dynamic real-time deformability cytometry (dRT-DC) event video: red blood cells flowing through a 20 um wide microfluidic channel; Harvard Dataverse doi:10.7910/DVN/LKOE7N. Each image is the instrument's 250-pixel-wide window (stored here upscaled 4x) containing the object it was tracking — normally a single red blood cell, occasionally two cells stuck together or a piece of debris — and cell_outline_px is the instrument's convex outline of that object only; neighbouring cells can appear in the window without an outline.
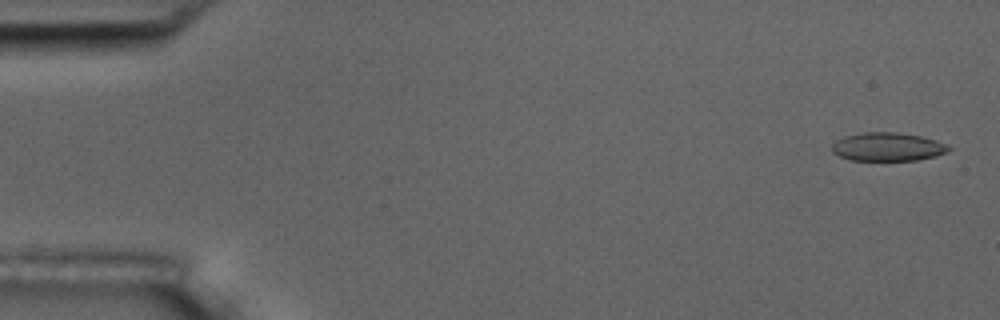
{"species": "common noctule bat (a hibernating species)", "species_latin": "Nyctalus noctula", "temperature_condition": "room temperature", "stored_images_in_passage": 5, "camera_frame_rate_fps": 3000, "um_per_image_px": 0.085, "animal": {"sex": "male", "body_mass_g": 17.5, "forearm_length_mm": 52.3}, "frame": {"image": 1, "passage_image": 1, "time_ms": 0.0, "image_size_px": [1000, 320], "cell_outline_px": [[952, 148], [948, 152], [936, 156], [916, 160], [852, 160], [840, 156], [832, 152], [832, 144], [836, 140], [844, 136], [864, 132], [896, 132], [920, 136], [936, 140], [948, 144]], "centroid_in_image_um": [75.47, 12.47], "position_along_channel_um": 9.5, "area_um2": 19.42}}
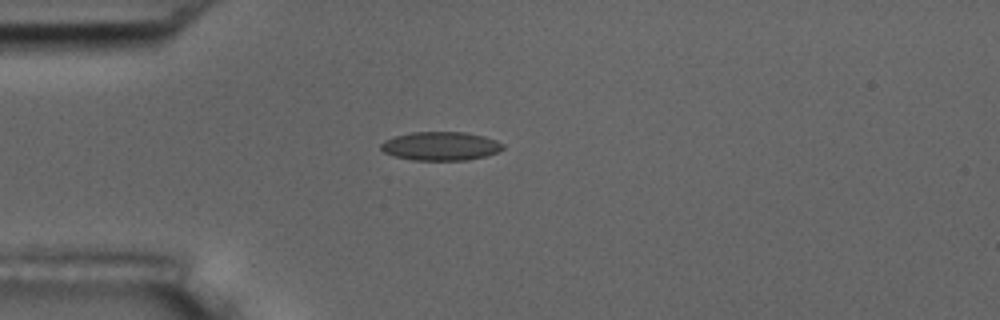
{"frame": {"image": 2, "passage_image": 5, "time_ms": 1.333, "image_size_px": [1000, 320], "cell_outline_px": [[504, 148], [496, 152], [484, 156], [468, 160], [412, 160], [396, 156], [384, 152], [380, 148], [380, 144], [384, 140], [392, 136], [412, 132], [464, 132], [484, 136], [496, 140], [504, 144]], "centroid_in_image_um": [37.43, 12.41], "position_along_channel_um": 47.6, "area_um2": 20.4}}